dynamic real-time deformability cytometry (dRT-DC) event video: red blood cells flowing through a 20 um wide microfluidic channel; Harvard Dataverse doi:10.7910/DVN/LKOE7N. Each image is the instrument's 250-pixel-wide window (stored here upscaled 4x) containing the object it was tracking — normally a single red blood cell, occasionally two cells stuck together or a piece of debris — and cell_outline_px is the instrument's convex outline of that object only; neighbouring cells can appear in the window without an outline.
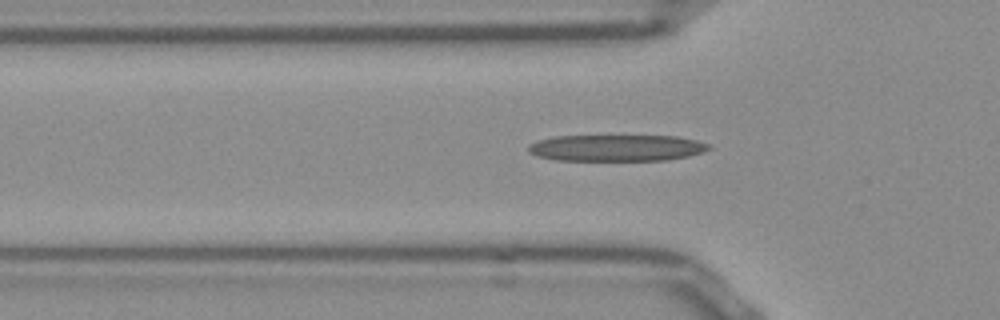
{"species": "Egyptian fruit bat (a non-hibernating species)", "species_latin": "Rousettus aegyptiacus", "temperature_condition": "room temperature", "stored_images_in_passage": 34, "camera_frame_rate_fps": 3000, "um_per_image_px": 0.085, "frame": {"image": 1, "passage_image": 5, "time_ms": 1.333, "image_size_px": [1000, 320], "cell_outline_px": [[712, 148], [688, 156], [668, 160], [556, 160], [536, 156], [528, 152], [528, 144], [536, 140], [552, 136], [676, 136], [696, 140], [708, 144]], "centroid_in_image_um": [52.34, 12.57], "position_along_channel_um": 73.5, "area_um2": 27.92}}
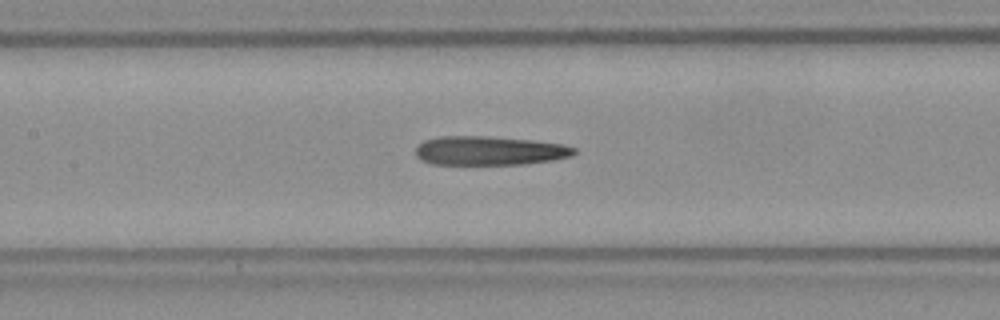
{"frame": {"image": 2, "passage_image": 12, "time_ms": 3.667, "image_size_px": [1000, 320], "cell_outline_px": [[576, 152], [572, 156], [552, 160], [524, 164], [432, 164], [420, 160], [416, 156], [416, 148], [424, 140], [440, 136], [488, 136], [532, 140], [564, 144], [576, 148]], "centroid_in_image_um": [41.61, 12.8], "position_along_channel_um": 165.8, "area_um2": 26.88}}
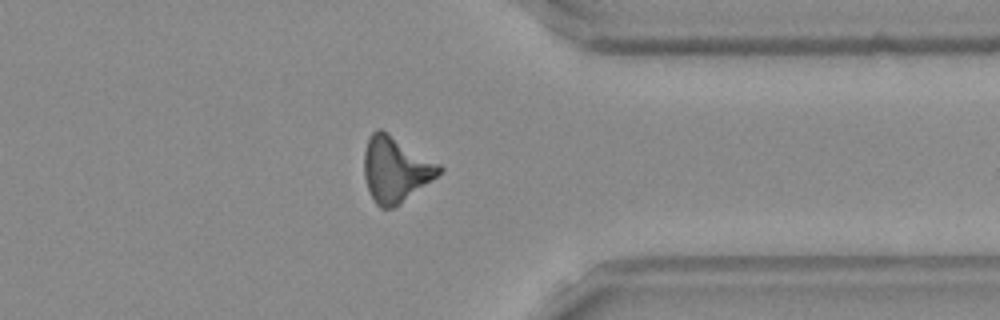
{"frame": {"image": 3, "passage_image": 29, "time_ms": 9.333, "image_size_px": [1000, 320], "cell_outline_px": [[444, 172], [400, 204], [392, 208], [380, 208], [376, 204], [368, 188], [364, 176], [364, 152], [368, 136], [376, 128], [380, 128], [440, 164], [444, 168]], "centroid_in_image_um": [33.63, 14.39], "position_along_channel_um": 377.8, "area_um2": 28.67}, "authors_computed_cell_mechanics": {"area_um2": 27.5706, "velocity_mm_per_s": 3.8967, "shape_relaxation_time_tau1_ms": 6.0598, "shape_relaxation_time_tau2_ms": null, "deformation_change_tau1": 0.2027, "deformation_change_tau2": null}}